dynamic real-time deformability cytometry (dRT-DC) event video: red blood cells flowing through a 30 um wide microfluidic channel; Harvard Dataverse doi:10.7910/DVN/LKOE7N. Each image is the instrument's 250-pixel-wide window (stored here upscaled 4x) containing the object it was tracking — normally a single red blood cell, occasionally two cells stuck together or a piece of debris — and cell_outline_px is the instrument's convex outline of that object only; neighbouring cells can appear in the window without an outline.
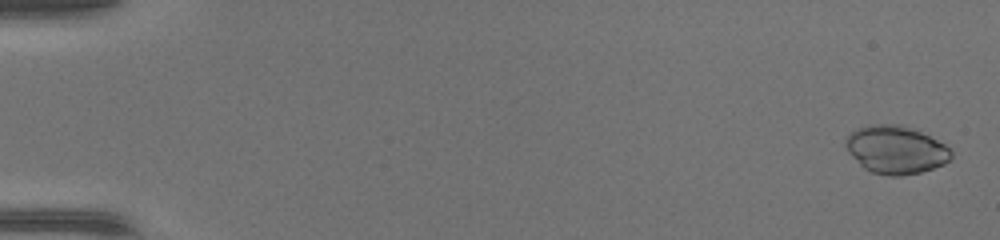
{"species": "common noctule bat (a hibernating species)", "species_latin": "Nyctalus noctula", "temperature_condition": "warm", "stored_images_in_passage": 48, "camera_frame_rate_fps": 3000, "um_per_image_px": 0.085, "animal": {"sex": "female", "body_mass_g": 17.0, "forearm_length_mm": 48.0}, "frame": {"image": 1, "passage_image": 2, "time_ms": 0.333, "image_size_px": [1000, 240], "cell_outline_px": [[952, 160], [944, 164], [920, 172], [900, 176], [888, 176], [872, 172], [864, 168], [848, 152], [844, 144], [844, 140], [856, 128], [872, 124], [896, 124], [912, 128], [944, 144], [952, 152]], "centroid_in_image_um": [76.12, 12.73], "position_along_channel_um": 8.9, "area_um2": 29.36}}
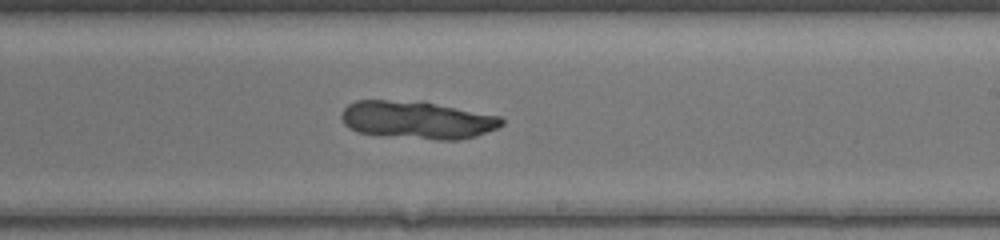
{"frame": {"image": 2, "passage_image": 30, "time_ms": 9.667, "image_size_px": [1000, 240], "cell_outline_px": [[504, 124], [496, 128], [476, 136], [460, 140], [440, 140], [384, 136], [356, 132], [348, 128], [344, 124], [340, 116], [344, 108], [348, 104], [356, 100], [420, 100], [500, 116], [504, 120]], "centroid_in_image_um": [35.44, 10.19], "position_along_channel_um": 253.6, "area_um2": 35.84}}
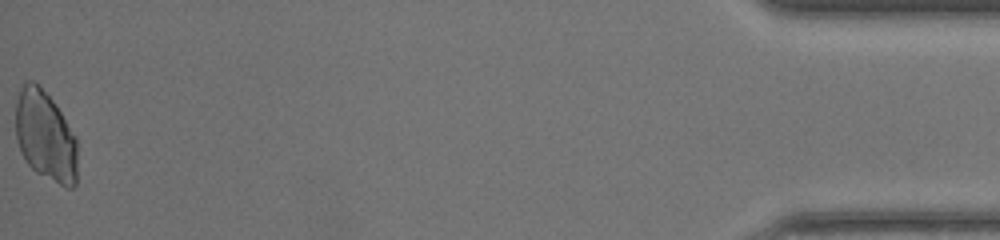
{"frame": {"image": 3, "passage_image": 48, "time_ms": 15.667, "image_size_px": [1000, 240], "cell_outline_px": [[76, 184], [72, 188], [64, 188], [36, 172], [24, 160], [20, 152], [16, 140], [16, 100], [20, 88], [28, 80], [32, 80], [52, 100], [76, 136]], "centroid_in_image_um": [3.84, 11.61], "position_along_channel_um": 431.4, "area_um2": 32.43}}